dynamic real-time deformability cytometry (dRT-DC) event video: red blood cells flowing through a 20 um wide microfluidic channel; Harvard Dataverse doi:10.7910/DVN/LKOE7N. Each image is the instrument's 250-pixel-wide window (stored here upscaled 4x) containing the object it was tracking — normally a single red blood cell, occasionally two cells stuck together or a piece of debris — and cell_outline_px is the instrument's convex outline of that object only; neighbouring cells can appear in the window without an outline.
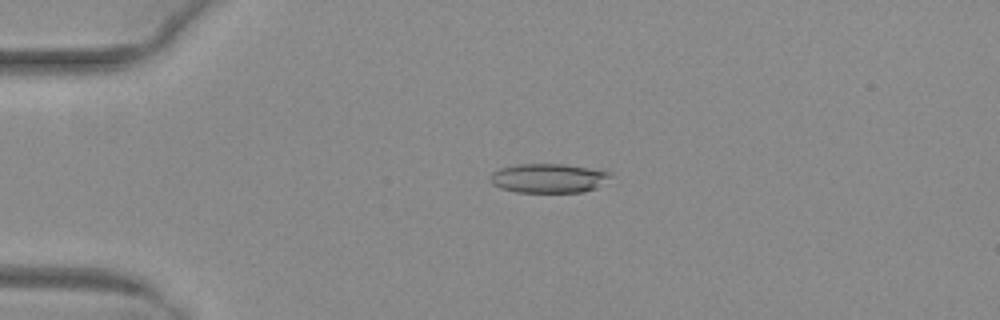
{"species": "common noctule bat (a hibernating species)", "species_latin": "Nyctalus noctula", "temperature_condition": "warm", "stored_images_in_passage": 53, "camera_frame_rate_fps": 3000, "um_per_image_px": 0.085, "animal": {"sex": "female", "body_mass_g": 29.2, "forearm_length_mm": 56.3}, "frame": {"image": 1, "passage_image": 13, "time_ms": 4.0, "image_size_px": [1000, 320], "cell_outline_px": [[612, 176], [596, 188], [584, 192], [516, 192], [500, 188], [492, 184], [488, 180], [488, 176], [492, 172], [500, 168], [516, 164], [564, 164], [612, 172]], "centroid_in_image_um": [46.58, 15.15], "position_along_channel_um": 38.4, "area_um2": 20.63}}
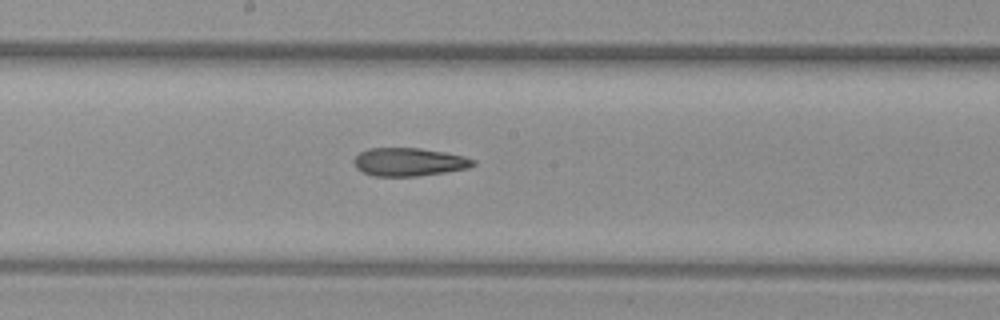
{"frame": {"image": 2, "passage_image": 29, "time_ms": 9.333, "image_size_px": [1000, 320], "cell_outline_px": [[476, 164], [468, 168], [444, 172], [416, 176], [372, 176], [356, 168], [352, 160], [360, 152], [368, 148], [420, 148], [444, 152], [464, 156], [476, 160]], "centroid_in_image_um": [34.75, 13.76], "position_along_channel_um": 213.4, "area_um2": 19.59}}
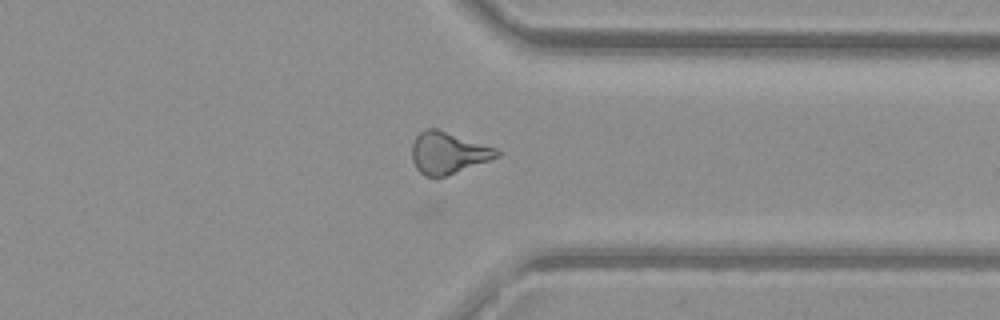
{"frame": {"image": 3, "passage_image": 41, "time_ms": 13.333, "image_size_px": [1000, 320], "cell_outline_px": [[500, 156], [436, 180], [424, 176], [416, 168], [412, 160], [412, 144], [416, 136], [420, 132], [428, 128], [436, 128], [496, 148], [500, 152]], "centroid_in_image_um": [38.05, 13.03], "position_along_channel_um": 373.3, "area_um2": 20.81}, "authors_computed_cell_mechanics": {"area_um2": 20.2878, "velocity_mm_per_s": 4.0442, "shape_relaxation_time_tau1_ms": null, "shape_relaxation_time_tau2_ms": 1.6974, "deformation_change_tau1": null, "deformation_change_tau2": 0.1043}}